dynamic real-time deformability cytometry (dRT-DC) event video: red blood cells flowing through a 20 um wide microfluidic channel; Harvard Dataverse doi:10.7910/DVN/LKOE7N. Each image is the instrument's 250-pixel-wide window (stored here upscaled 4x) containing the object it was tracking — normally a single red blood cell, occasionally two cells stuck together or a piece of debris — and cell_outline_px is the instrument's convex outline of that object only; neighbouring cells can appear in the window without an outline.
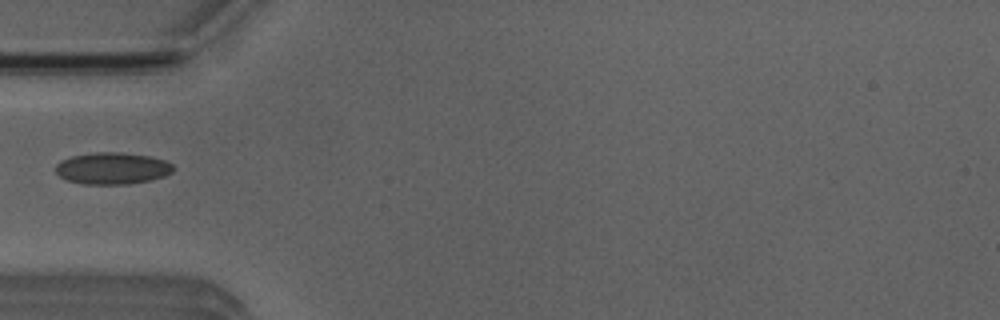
{"species": "Egyptian fruit bat (a non-hibernating species)", "species_latin": "Rousettus aegyptiacus", "temperature_condition": "room temperature", "stored_images_in_passage": 4, "camera_frame_rate_fps": 3000, "um_per_image_px": 0.085, "animal": {"sex": "male"}, "frame": {"image": 1, "passage_image": 4, "time_ms": 4.333, "image_size_px": [1000, 320], "cell_outline_px": [[176, 168], [172, 172], [164, 176], [152, 180], [128, 184], [84, 184], [68, 180], [60, 176], [56, 172], [56, 164], [60, 160], [72, 156], [96, 152], [120, 152], [152, 156], [164, 160], [172, 164]], "centroid_in_image_um": [9.58, 14.3], "position_along_channel_um": 75.4, "area_um2": 21.91}}